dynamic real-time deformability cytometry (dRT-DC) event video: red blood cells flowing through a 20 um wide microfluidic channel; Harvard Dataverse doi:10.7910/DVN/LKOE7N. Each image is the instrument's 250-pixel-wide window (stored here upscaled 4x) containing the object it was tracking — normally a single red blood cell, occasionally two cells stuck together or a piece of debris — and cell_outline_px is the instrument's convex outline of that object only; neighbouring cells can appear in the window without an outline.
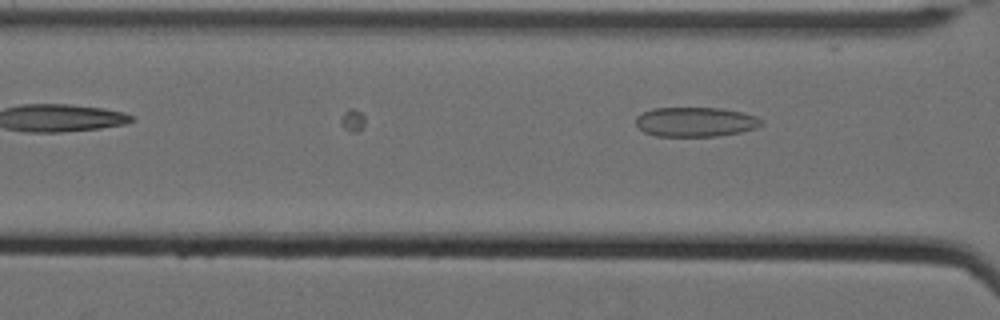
{"species": "Egyptian fruit bat (a non-hibernating species)", "species_latin": "Rousettus aegyptiacus", "temperature_condition": "cold", "stored_images_in_passage": 5, "camera_frame_rate_fps": 3000, "um_per_image_px": 0.085, "animal": {"sex": "female"}, "frame": {"image": 1, "passage_image": 5, "time_ms": 1.333, "image_size_px": [1000, 320], "cell_outline_px": [[764, 124], [756, 128], [740, 132], [716, 136], [656, 136], [644, 132], [636, 124], [636, 116], [652, 108], [720, 108], [744, 112], [756, 116], [764, 120]], "centroid_in_image_um": [59.15, 10.36], "position_along_channel_um": 107.4, "area_um2": 21.73}}